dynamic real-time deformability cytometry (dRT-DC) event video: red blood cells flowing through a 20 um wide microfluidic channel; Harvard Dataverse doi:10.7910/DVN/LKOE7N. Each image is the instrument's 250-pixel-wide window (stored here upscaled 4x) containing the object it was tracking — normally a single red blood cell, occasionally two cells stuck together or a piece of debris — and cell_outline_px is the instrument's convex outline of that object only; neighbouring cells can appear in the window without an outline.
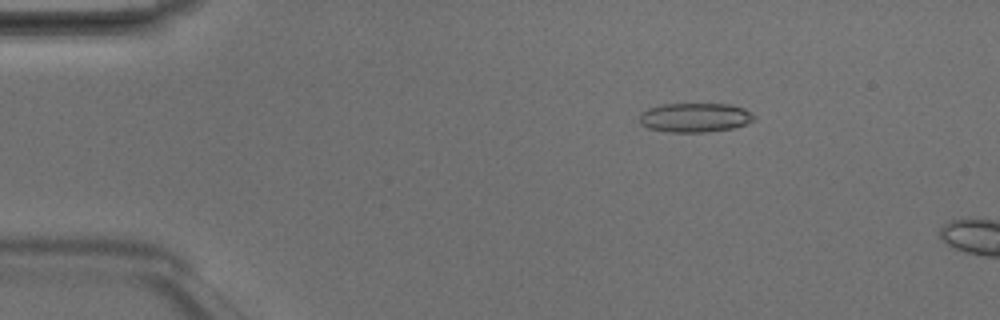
{"species": "Egyptian fruit bat (a non-hibernating species)", "species_latin": "Rousettus aegyptiacus", "temperature_condition": "room temperature", "stored_images_in_passage": 4, "camera_frame_rate_fps": 3000, "um_per_image_px": 0.085, "animal": {"sex": "male"}, "frame": {"image": 1, "passage_image": 3, "time_ms": 0.667, "image_size_px": [1000, 320], "cell_outline_px": [[756, 116], [752, 120], [744, 124], [732, 128], [708, 132], [668, 132], [648, 128], [640, 124], [640, 112], [648, 108], [660, 104], [732, 104], [744, 108]], "centroid_in_image_um": [59.04, 9.98], "position_along_channel_um": 26.0, "area_um2": 19.59}}